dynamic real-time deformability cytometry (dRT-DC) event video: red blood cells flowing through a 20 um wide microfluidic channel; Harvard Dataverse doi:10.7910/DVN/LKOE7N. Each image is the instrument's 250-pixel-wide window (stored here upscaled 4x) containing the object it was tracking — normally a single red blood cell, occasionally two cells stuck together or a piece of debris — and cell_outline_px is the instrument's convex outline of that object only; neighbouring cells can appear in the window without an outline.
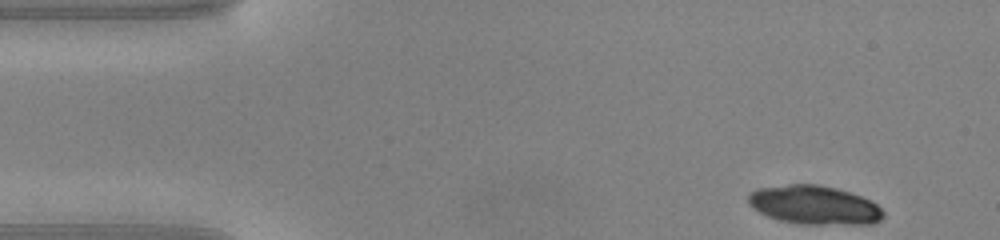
{"species": "common noctule bat (a hibernating species)", "species_latin": "Nyctalus noctula", "temperature_condition": "warm", "stored_images_in_passage": 45, "camera_frame_rate_fps": 3000, "um_per_image_px": 0.085, "animal": {"sex": "male", "body_mass_g": 20.0, "forearm_length_mm": 53.3}, "frame": {"image": 1, "passage_image": 1, "time_ms": 0.0, "image_size_px": [1000, 240], "cell_outline_px": [[884, 216], [880, 220], [872, 224], [800, 224], [776, 220], [752, 208], [748, 204], [748, 196], [756, 188], [788, 184], [816, 184], [836, 188], [860, 196], [876, 204], [884, 212]], "centroid_in_image_um": [69.18, 17.43], "position_along_channel_um": 15.8, "area_um2": 30.58}}